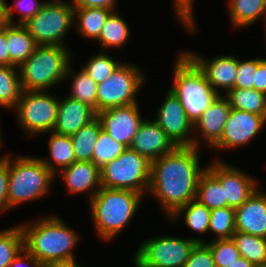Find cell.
Segmentation results:
<instances>
[{"label":"cell","instance_id":"obj_25","mask_svg":"<svg viewBox=\"0 0 266 267\" xmlns=\"http://www.w3.org/2000/svg\"><path fill=\"white\" fill-rule=\"evenodd\" d=\"M118 11H113L104 26L101 29L99 37L96 39L99 42L101 51L108 49H118L126 46L130 39V28L124 18L121 17Z\"/></svg>","mask_w":266,"mask_h":267},{"label":"cell","instance_id":"obj_27","mask_svg":"<svg viewBox=\"0 0 266 267\" xmlns=\"http://www.w3.org/2000/svg\"><path fill=\"white\" fill-rule=\"evenodd\" d=\"M211 210L197 200H192L186 205L178 208L170 217L169 221L179 220L181 216L188 229L196 232L198 235L208 233L210 225ZM184 215V216H183Z\"/></svg>","mask_w":266,"mask_h":267},{"label":"cell","instance_id":"obj_46","mask_svg":"<svg viewBox=\"0 0 266 267\" xmlns=\"http://www.w3.org/2000/svg\"><path fill=\"white\" fill-rule=\"evenodd\" d=\"M9 267H41L38 260L23 249L12 261Z\"/></svg>","mask_w":266,"mask_h":267},{"label":"cell","instance_id":"obj_52","mask_svg":"<svg viewBox=\"0 0 266 267\" xmlns=\"http://www.w3.org/2000/svg\"><path fill=\"white\" fill-rule=\"evenodd\" d=\"M41 267H70V266H41Z\"/></svg>","mask_w":266,"mask_h":267},{"label":"cell","instance_id":"obj_14","mask_svg":"<svg viewBox=\"0 0 266 267\" xmlns=\"http://www.w3.org/2000/svg\"><path fill=\"white\" fill-rule=\"evenodd\" d=\"M265 125L266 119L262 115L231 109L221 140L213 148L220 151L248 147Z\"/></svg>","mask_w":266,"mask_h":267},{"label":"cell","instance_id":"obj_24","mask_svg":"<svg viewBox=\"0 0 266 267\" xmlns=\"http://www.w3.org/2000/svg\"><path fill=\"white\" fill-rule=\"evenodd\" d=\"M48 150L51 156L50 160L41 157V161L56 176L63 168L70 166L76 162L73 150L72 140L70 136L49 132Z\"/></svg>","mask_w":266,"mask_h":267},{"label":"cell","instance_id":"obj_31","mask_svg":"<svg viewBox=\"0 0 266 267\" xmlns=\"http://www.w3.org/2000/svg\"><path fill=\"white\" fill-rule=\"evenodd\" d=\"M223 95L232 109L252 112L266 119V94L255 89L232 88Z\"/></svg>","mask_w":266,"mask_h":267},{"label":"cell","instance_id":"obj_19","mask_svg":"<svg viewBox=\"0 0 266 267\" xmlns=\"http://www.w3.org/2000/svg\"><path fill=\"white\" fill-rule=\"evenodd\" d=\"M56 175L61 176L68 193H88V202L102 187L100 168L93 162L76 161L61 169Z\"/></svg>","mask_w":266,"mask_h":267},{"label":"cell","instance_id":"obj_15","mask_svg":"<svg viewBox=\"0 0 266 267\" xmlns=\"http://www.w3.org/2000/svg\"><path fill=\"white\" fill-rule=\"evenodd\" d=\"M141 116L138 103L110 108L97 113L102 129L127 148L132 144L133 138L144 120Z\"/></svg>","mask_w":266,"mask_h":267},{"label":"cell","instance_id":"obj_43","mask_svg":"<svg viewBox=\"0 0 266 267\" xmlns=\"http://www.w3.org/2000/svg\"><path fill=\"white\" fill-rule=\"evenodd\" d=\"M8 177H9V153L0 157V212L5 213L11 209L8 206Z\"/></svg>","mask_w":266,"mask_h":267},{"label":"cell","instance_id":"obj_39","mask_svg":"<svg viewBox=\"0 0 266 267\" xmlns=\"http://www.w3.org/2000/svg\"><path fill=\"white\" fill-rule=\"evenodd\" d=\"M47 1L39 0H14V5L7 4L5 1V14L9 24L23 25L27 20L35 16ZM15 12L19 13V20H15Z\"/></svg>","mask_w":266,"mask_h":267},{"label":"cell","instance_id":"obj_5","mask_svg":"<svg viewBox=\"0 0 266 267\" xmlns=\"http://www.w3.org/2000/svg\"><path fill=\"white\" fill-rule=\"evenodd\" d=\"M69 47L37 45L32 55L19 67L23 91H49L65 82L72 63Z\"/></svg>","mask_w":266,"mask_h":267},{"label":"cell","instance_id":"obj_22","mask_svg":"<svg viewBox=\"0 0 266 267\" xmlns=\"http://www.w3.org/2000/svg\"><path fill=\"white\" fill-rule=\"evenodd\" d=\"M9 66L20 67L34 52L37 43L21 24H6Z\"/></svg>","mask_w":266,"mask_h":267},{"label":"cell","instance_id":"obj_8","mask_svg":"<svg viewBox=\"0 0 266 267\" xmlns=\"http://www.w3.org/2000/svg\"><path fill=\"white\" fill-rule=\"evenodd\" d=\"M23 26L37 45L65 46L67 33L75 27L74 6L70 1L47 0L41 10Z\"/></svg>","mask_w":266,"mask_h":267},{"label":"cell","instance_id":"obj_9","mask_svg":"<svg viewBox=\"0 0 266 267\" xmlns=\"http://www.w3.org/2000/svg\"><path fill=\"white\" fill-rule=\"evenodd\" d=\"M205 242L201 237L179 238L170 234L152 237L139 244L133 264L135 267H183L195 245Z\"/></svg>","mask_w":266,"mask_h":267},{"label":"cell","instance_id":"obj_34","mask_svg":"<svg viewBox=\"0 0 266 267\" xmlns=\"http://www.w3.org/2000/svg\"><path fill=\"white\" fill-rule=\"evenodd\" d=\"M23 249V233L19 224L0 229V267H9Z\"/></svg>","mask_w":266,"mask_h":267},{"label":"cell","instance_id":"obj_30","mask_svg":"<svg viewBox=\"0 0 266 267\" xmlns=\"http://www.w3.org/2000/svg\"><path fill=\"white\" fill-rule=\"evenodd\" d=\"M195 200L210 210L228 207L220 181L208 169L199 178Z\"/></svg>","mask_w":266,"mask_h":267},{"label":"cell","instance_id":"obj_40","mask_svg":"<svg viewBox=\"0 0 266 267\" xmlns=\"http://www.w3.org/2000/svg\"><path fill=\"white\" fill-rule=\"evenodd\" d=\"M195 0H173V8L180 25H183L186 31L191 34L198 32V25H196L194 2Z\"/></svg>","mask_w":266,"mask_h":267},{"label":"cell","instance_id":"obj_21","mask_svg":"<svg viewBox=\"0 0 266 267\" xmlns=\"http://www.w3.org/2000/svg\"><path fill=\"white\" fill-rule=\"evenodd\" d=\"M97 113L81 101L69 96L59 99L58 111L53 132L60 135L72 136L84 125L92 121Z\"/></svg>","mask_w":266,"mask_h":267},{"label":"cell","instance_id":"obj_6","mask_svg":"<svg viewBox=\"0 0 266 267\" xmlns=\"http://www.w3.org/2000/svg\"><path fill=\"white\" fill-rule=\"evenodd\" d=\"M13 158V159H11ZM57 178L36 156L9 154L8 206L12 210L19 205L46 197Z\"/></svg>","mask_w":266,"mask_h":267},{"label":"cell","instance_id":"obj_37","mask_svg":"<svg viewBox=\"0 0 266 267\" xmlns=\"http://www.w3.org/2000/svg\"><path fill=\"white\" fill-rule=\"evenodd\" d=\"M91 58L86 61L81 67L97 84L102 83L108 78L115 68L121 63L106 54L105 51H99L98 54L90 56Z\"/></svg>","mask_w":266,"mask_h":267},{"label":"cell","instance_id":"obj_45","mask_svg":"<svg viewBox=\"0 0 266 267\" xmlns=\"http://www.w3.org/2000/svg\"><path fill=\"white\" fill-rule=\"evenodd\" d=\"M253 89L266 94V61L261 58H256L255 83Z\"/></svg>","mask_w":266,"mask_h":267},{"label":"cell","instance_id":"obj_16","mask_svg":"<svg viewBox=\"0 0 266 267\" xmlns=\"http://www.w3.org/2000/svg\"><path fill=\"white\" fill-rule=\"evenodd\" d=\"M231 109L228 99L220 95L193 125V147L202 148L203 141L213 148L221 140Z\"/></svg>","mask_w":266,"mask_h":267},{"label":"cell","instance_id":"obj_42","mask_svg":"<svg viewBox=\"0 0 266 267\" xmlns=\"http://www.w3.org/2000/svg\"><path fill=\"white\" fill-rule=\"evenodd\" d=\"M183 267H216L210 248L205 243H197Z\"/></svg>","mask_w":266,"mask_h":267},{"label":"cell","instance_id":"obj_4","mask_svg":"<svg viewBox=\"0 0 266 267\" xmlns=\"http://www.w3.org/2000/svg\"><path fill=\"white\" fill-rule=\"evenodd\" d=\"M169 89L181 102L188 120L194 125L203 112L222 95L207 82L205 74L184 53L175 57Z\"/></svg>","mask_w":266,"mask_h":267},{"label":"cell","instance_id":"obj_1","mask_svg":"<svg viewBox=\"0 0 266 267\" xmlns=\"http://www.w3.org/2000/svg\"><path fill=\"white\" fill-rule=\"evenodd\" d=\"M200 151L196 147H177L151 162L147 194L157 199L166 218L196 198L199 178L207 169L200 164Z\"/></svg>","mask_w":266,"mask_h":267},{"label":"cell","instance_id":"obj_2","mask_svg":"<svg viewBox=\"0 0 266 267\" xmlns=\"http://www.w3.org/2000/svg\"><path fill=\"white\" fill-rule=\"evenodd\" d=\"M34 222L19 224L23 233V247L41 266H71L77 264L73 252L81 236L61 217L48 215Z\"/></svg>","mask_w":266,"mask_h":267},{"label":"cell","instance_id":"obj_7","mask_svg":"<svg viewBox=\"0 0 266 267\" xmlns=\"http://www.w3.org/2000/svg\"><path fill=\"white\" fill-rule=\"evenodd\" d=\"M151 162L130 147L100 168L101 186L108 189L130 190L147 195Z\"/></svg>","mask_w":266,"mask_h":267},{"label":"cell","instance_id":"obj_3","mask_svg":"<svg viewBox=\"0 0 266 267\" xmlns=\"http://www.w3.org/2000/svg\"><path fill=\"white\" fill-rule=\"evenodd\" d=\"M142 194L101 187L88 202L97 236L111 242L132 221L142 203Z\"/></svg>","mask_w":266,"mask_h":267},{"label":"cell","instance_id":"obj_12","mask_svg":"<svg viewBox=\"0 0 266 267\" xmlns=\"http://www.w3.org/2000/svg\"><path fill=\"white\" fill-rule=\"evenodd\" d=\"M212 161L207 169L220 181L224 189V201H227L228 207H240L258 189L257 178L220 158Z\"/></svg>","mask_w":266,"mask_h":267},{"label":"cell","instance_id":"obj_32","mask_svg":"<svg viewBox=\"0 0 266 267\" xmlns=\"http://www.w3.org/2000/svg\"><path fill=\"white\" fill-rule=\"evenodd\" d=\"M22 91L19 67L0 65V107L12 110Z\"/></svg>","mask_w":266,"mask_h":267},{"label":"cell","instance_id":"obj_29","mask_svg":"<svg viewBox=\"0 0 266 267\" xmlns=\"http://www.w3.org/2000/svg\"><path fill=\"white\" fill-rule=\"evenodd\" d=\"M71 65L73 64H70L65 76V79L73 78L68 96L90 106L96 112L97 83L84 70L77 73Z\"/></svg>","mask_w":266,"mask_h":267},{"label":"cell","instance_id":"obj_48","mask_svg":"<svg viewBox=\"0 0 266 267\" xmlns=\"http://www.w3.org/2000/svg\"><path fill=\"white\" fill-rule=\"evenodd\" d=\"M229 267H255V266L241 256L240 258L237 259L236 262L229 265Z\"/></svg>","mask_w":266,"mask_h":267},{"label":"cell","instance_id":"obj_10","mask_svg":"<svg viewBox=\"0 0 266 267\" xmlns=\"http://www.w3.org/2000/svg\"><path fill=\"white\" fill-rule=\"evenodd\" d=\"M143 72L137 64L121 62L108 78L97 84L96 113L138 103L137 94L146 83Z\"/></svg>","mask_w":266,"mask_h":267},{"label":"cell","instance_id":"obj_13","mask_svg":"<svg viewBox=\"0 0 266 267\" xmlns=\"http://www.w3.org/2000/svg\"><path fill=\"white\" fill-rule=\"evenodd\" d=\"M154 121L177 147H193V124L179 99L168 88L163 103L156 108Z\"/></svg>","mask_w":266,"mask_h":267},{"label":"cell","instance_id":"obj_47","mask_svg":"<svg viewBox=\"0 0 266 267\" xmlns=\"http://www.w3.org/2000/svg\"><path fill=\"white\" fill-rule=\"evenodd\" d=\"M6 42V25L0 27V65L9 66V53Z\"/></svg>","mask_w":266,"mask_h":267},{"label":"cell","instance_id":"obj_28","mask_svg":"<svg viewBox=\"0 0 266 267\" xmlns=\"http://www.w3.org/2000/svg\"><path fill=\"white\" fill-rule=\"evenodd\" d=\"M101 130V122L96 116L92 121L70 136L76 161L92 162L93 150Z\"/></svg>","mask_w":266,"mask_h":267},{"label":"cell","instance_id":"obj_11","mask_svg":"<svg viewBox=\"0 0 266 267\" xmlns=\"http://www.w3.org/2000/svg\"><path fill=\"white\" fill-rule=\"evenodd\" d=\"M59 99L48 91H22L21 97L12 109L17 122L30 138L53 131Z\"/></svg>","mask_w":266,"mask_h":267},{"label":"cell","instance_id":"obj_35","mask_svg":"<svg viewBox=\"0 0 266 267\" xmlns=\"http://www.w3.org/2000/svg\"><path fill=\"white\" fill-rule=\"evenodd\" d=\"M235 230V209L231 207L211 210L208 233L214 234L213 239H231Z\"/></svg>","mask_w":266,"mask_h":267},{"label":"cell","instance_id":"obj_23","mask_svg":"<svg viewBox=\"0 0 266 267\" xmlns=\"http://www.w3.org/2000/svg\"><path fill=\"white\" fill-rule=\"evenodd\" d=\"M227 5L233 28L245 29L262 17L266 26V0H228Z\"/></svg>","mask_w":266,"mask_h":267},{"label":"cell","instance_id":"obj_50","mask_svg":"<svg viewBox=\"0 0 266 267\" xmlns=\"http://www.w3.org/2000/svg\"><path fill=\"white\" fill-rule=\"evenodd\" d=\"M2 134H1V128H0V149H1V147L3 148L4 146L2 145V143H3V138H2V136H1Z\"/></svg>","mask_w":266,"mask_h":267},{"label":"cell","instance_id":"obj_36","mask_svg":"<svg viewBox=\"0 0 266 267\" xmlns=\"http://www.w3.org/2000/svg\"><path fill=\"white\" fill-rule=\"evenodd\" d=\"M127 147L114 140L103 129L100 131L92 154V162L99 168L122 154Z\"/></svg>","mask_w":266,"mask_h":267},{"label":"cell","instance_id":"obj_18","mask_svg":"<svg viewBox=\"0 0 266 267\" xmlns=\"http://www.w3.org/2000/svg\"><path fill=\"white\" fill-rule=\"evenodd\" d=\"M130 148L153 162L165 154L173 152L177 146L158 126L154 119H144L135 134Z\"/></svg>","mask_w":266,"mask_h":267},{"label":"cell","instance_id":"obj_51","mask_svg":"<svg viewBox=\"0 0 266 267\" xmlns=\"http://www.w3.org/2000/svg\"><path fill=\"white\" fill-rule=\"evenodd\" d=\"M79 263H77V264H73V265H71L70 267H84V266H82V265H78Z\"/></svg>","mask_w":266,"mask_h":267},{"label":"cell","instance_id":"obj_49","mask_svg":"<svg viewBox=\"0 0 266 267\" xmlns=\"http://www.w3.org/2000/svg\"><path fill=\"white\" fill-rule=\"evenodd\" d=\"M7 19L5 14V0H0V27L6 25Z\"/></svg>","mask_w":266,"mask_h":267},{"label":"cell","instance_id":"obj_41","mask_svg":"<svg viewBox=\"0 0 266 267\" xmlns=\"http://www.w3.org/2000/svg\"><path fill=\"white\" fill-rule=\"evenodd\" d=\"M256 57L242 60L238 58V68L234 88L253 89L255 83Z\"/></svg>","mask_w":266,"mask_h":267},{"label":"cell","instance_id":"obj_38","mask_svg":"<svg viewBox=\"0 0 266 267\" xmlns=\"http://www.w3.org/2000/svg\"><path fill=\"white\" fill-rule=\"evenodd\" d=\"M205 244L210 248L216 267H229L241 257L235 242L231 239H213Z\"/></svg>","mask_w":266,"mask_h":267},{"label":"cell","instance_id":"obj_17","mask_svg":"<svg viewBox=\"0 0 266 267\" xmlns=\"http://www.w3.org/2000/svg\"><path fill=\"white\" fill-rule=\"evenodd\" d=\"M205 74L207 82L212 88L220 93L226 94L234 88L238 68V57L232 55H221L211 60L191 51H183Z\"/></svg>","mask_w":266,"mask_h":267},{"label":"cell","instance_id":"obj_33","mask_svg":"<svg viewBox=\"0 0 266 267\" xmlns=\"http://www.w3.org/2000/svg\"><path fill=\"white\" fill-rule=\"evenodd\" d=\"M240 255L254 266L266 265V238L236 231L232 235Z\"/></svg>","mask_w":266,"mask_h":267},{"label":"cell","instance_id":"obj_26","mask_svg":"<svg viewBox=\"0 0 266 267\" xmlns=\"http://www.w3.org/2000/svg\"><path fill=\"white\" fill-rule=\"evenodd\" d=\"M112 10L104 8H74V25L86 39L96 41Z\"/></svg>","mask_w":266,"mask_h":267},{"label":"cell","instance_id":"obj_44","mask_svg":"<svg viewBox=\"0 0 266 267\" xmlns=\"http://www.w3.org/2000/svg\"><path fill=\"white\" fill-rule=\"evenodd\" d=\"M74 8H104L112 11L117 9V0H70Z\"/></svg>","mask_w":266,"mask_h":267},{"label":"cell","instance_id":"obj_20","mask_svg":"<svg viewBox=\"0 0 266 267\" xmlns=\"http://www.w3.org/2000/svg\"><path fill=\"white\" fill-rule=\"evenodd\" d=\"M257 189L235 209V230L266 238V192Z\"/></svg>","mask_w":266,"mask_h":267}]
</instances>
